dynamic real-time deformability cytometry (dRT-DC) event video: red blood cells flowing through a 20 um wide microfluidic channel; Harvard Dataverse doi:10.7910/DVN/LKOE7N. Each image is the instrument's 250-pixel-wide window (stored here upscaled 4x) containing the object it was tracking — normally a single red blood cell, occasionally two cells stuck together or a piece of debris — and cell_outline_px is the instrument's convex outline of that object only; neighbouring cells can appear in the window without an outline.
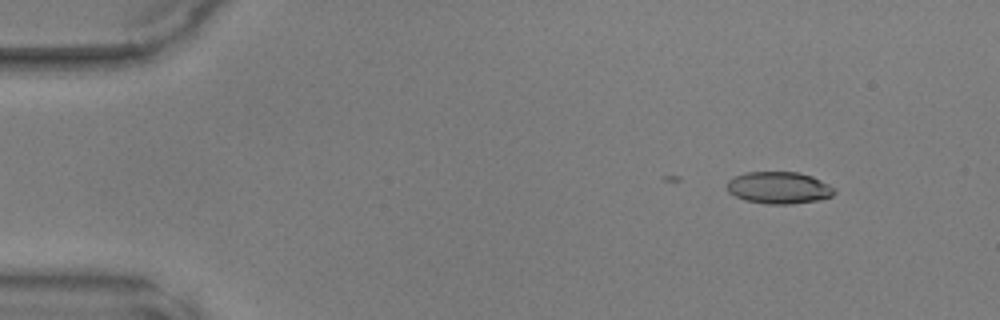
{"species": "common noctule bat (a hibernating species)", "species_latin": "Nyctalus noctula", "temperature_condition": "warm", "stored_images_in_passage": 5, "camera_frame_rate_fps": 3000, "um_per_image_px": 0.085, "animal": {"sex": "male", "body_mass_g": 17.9, "forearm_length_mm": 54.2}, "frame": {"image": 1, "passage_image": 1, "time_ms": 0.0, "image_size_px": [1000, 320], "cell_outline_px": [[836, 192], [832, 196], [816, 200], [792, 204], [768, 204], [744, 200], [728, 192], [728, 180], [744, 172], [800, 172], [812, 176], [828, 184]], "centroid_in_image_um": [66.19, 15.95], "position_along_channel_um": 18.8, "area_um2": 19.88}}